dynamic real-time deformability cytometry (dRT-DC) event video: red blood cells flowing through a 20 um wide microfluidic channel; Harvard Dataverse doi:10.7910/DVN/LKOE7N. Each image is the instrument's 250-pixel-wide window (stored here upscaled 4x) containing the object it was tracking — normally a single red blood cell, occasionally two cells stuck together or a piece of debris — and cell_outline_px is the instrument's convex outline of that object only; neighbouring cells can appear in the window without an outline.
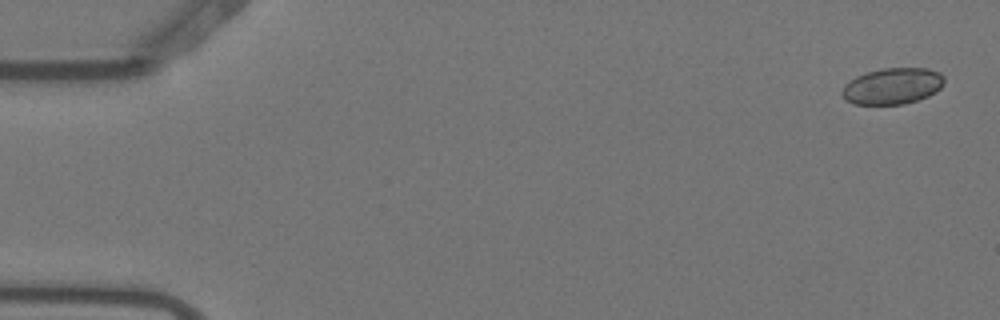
{"species": "Egyptian fruit bat (a non-hibernating species)", "species_latin": "Rousettus aegyptiacus", "temperature_condition": "warm", "stored_images_in_passage": 5, "camera_frame_rate_fps": 3000, "um_per_image_px": 0.085, "animal": {"sex": "female"}, "frame": {"image": 1, "passage_image": 1, "time_ms": 0.0, "image_size_px": [1000, 320], "cell_outline_px": [[944, 84], [936, 92], [928, 96], [904, 104], [852, 104], [844, 100], [840, 92], [844, 84], [856, 76], [868, 72], [884, 68], [928, 68], [940, 72], [944, 76]], "centroid_in_image_um": [75.85, 7.32], "position_along_channel_um": 9.2, "area_um2": 21.79}}
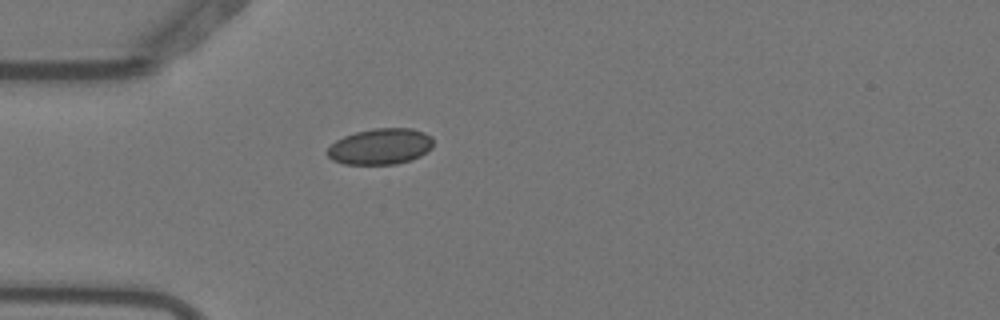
{"frame": {"image": 2, "passage_image": 5, "time_ms": 1.333, "image_size_px": [1000, 320], "cell_outline_px": [[432, 148], [420, 156], [396, 164], [344, 164], [332, 160], [324, 152], [336, 140], [344, 136], [356, 132], [372, 128], [412, 128], [424, 132], [432, 136]], "centroid_in_image_um": [32.31, 12.44], "position_along_channel_um": 52.7, "area_um2": 22.31}}